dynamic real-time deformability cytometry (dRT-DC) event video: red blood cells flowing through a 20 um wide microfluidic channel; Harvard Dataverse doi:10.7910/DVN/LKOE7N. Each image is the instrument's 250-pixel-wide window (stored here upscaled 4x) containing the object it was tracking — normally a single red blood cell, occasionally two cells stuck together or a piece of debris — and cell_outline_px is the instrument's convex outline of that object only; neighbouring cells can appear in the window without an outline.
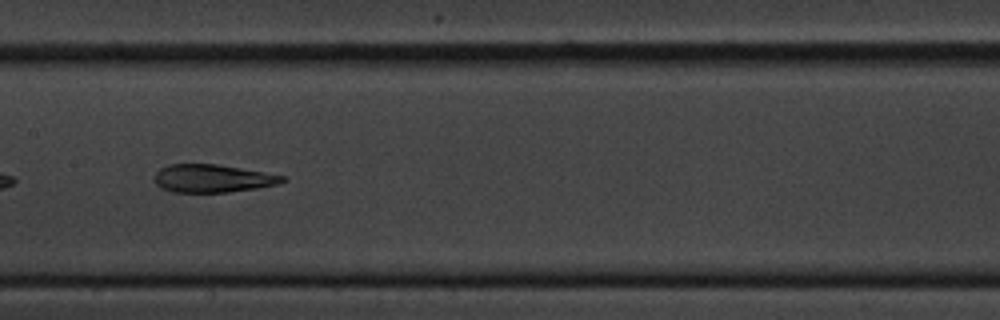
{"species": "common noctule bat (a hibernating species)", "species_latin": "Nyctalus noctula", "temperature_condition": "cold", "stored_images_in_passage": 49, "camera_frame_rate_fps": 3000, "um_per_image_px": 0.085, "animal": {"sex": "male", "body_mass_g": 20.1, "forearm_length_mm": 53.5}, "frame": {"image": 1, "passage_image": 25, "time_ms": 8.0, "image_size_px": [1000, 320], "cell_outline_px": [[288, 180], [276, 184], [256, 188], [228, 192], [172, 192], [160, 188], [156, 184], [156, 172], [160, 168], [168, 164], [216, 164], [240, 168], [284, 176]], "centroid_in_image_um": [18.03, 15.17], "position_along_channel_um": 189.4, "area_um2": 20.63}}
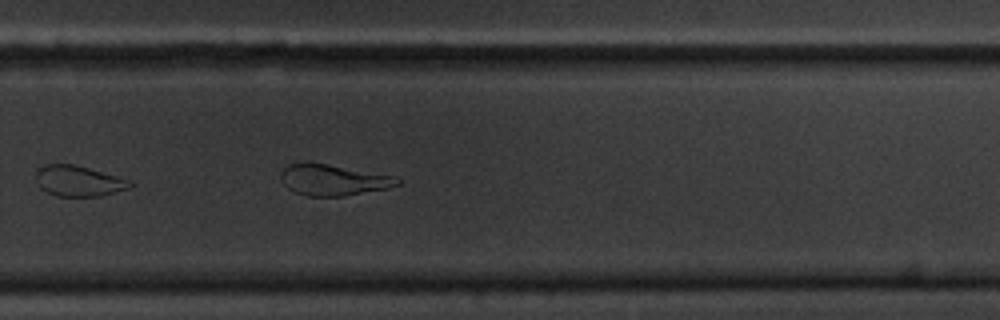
{"frame": {"image": 2, "passage_image": 35, "time_ms": 11.333, "image_size_px": [1000, 320], "cell_outline_px": [[404, 180], [400, 184], [388, 188], [344, 196], [308, 196], [296, 192], [288, 188], [284, 184], [280, 176], [280, 172], [288, 164], [328, 164], [392, 176]], "centroid_in_image_um": [28.35, 15.31], "position_along_channel_um": 301.5, "area_um2": 20.63}}
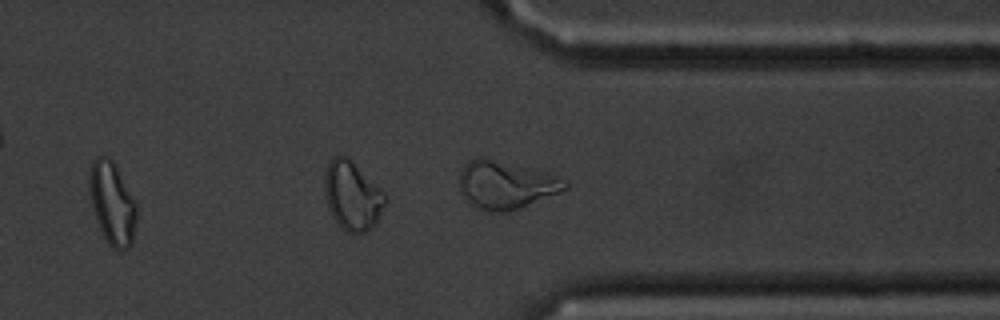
{"frame": {"image": 3, "passage_image": 41, "time_ms": 13.333, "image_size_px": [1000, 320], "cell_outline_px": [[568, 188], [520, 208], [508, 212], [488, 212], [476, 208], [464, 200], [460, 192], [460, 172], [464, 164], [468, 160], [476, 156], [480, 156], [548, 172], [568, 180]], "centroid_in_image_um": [42.97, 15.71], "position_along_channel_um": 368.4, "area_um2": 29.88}, "authors_computed_cell_mechanics": {"area_um2": 21.964, "velocity_mm_per_s": 3.3797, "shape_relaxation_time_tau1_ms": 5.911, "shape_relaxation_time_tau2_ms": 2.5706, "deformation_change_tau1": 0.1783, "deformation_change_tau2": 0.1061}}